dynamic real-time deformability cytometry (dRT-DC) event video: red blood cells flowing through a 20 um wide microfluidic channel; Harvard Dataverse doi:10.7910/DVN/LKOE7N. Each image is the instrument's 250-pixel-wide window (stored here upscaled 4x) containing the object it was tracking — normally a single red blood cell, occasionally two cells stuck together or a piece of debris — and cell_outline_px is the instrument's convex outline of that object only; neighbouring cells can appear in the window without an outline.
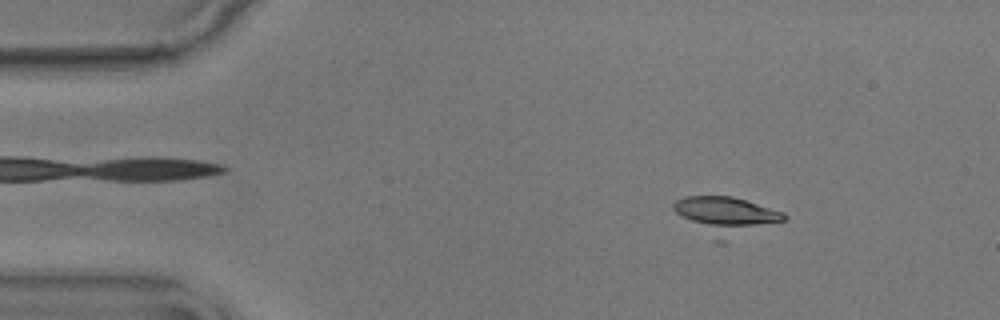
{"species": "common noctule bat (a hibernating species)", "species_latin": "Nyctalus noctula", "temperature_condition": "warm", "stored_images_in_passage": 56, "camera_frame_rate_fps": 3000, "um_per_image_px": 0.085, "animal": {"sex": "male", "body_mass_g": 17.9}, "frame": {"image": 1, "passage_image": 8, "time_ms": 2.333, "image_size_px": [1000, 320], "cell_outline_px": [[788, 216], [784, 220], [724, 244], [720, 244], [712, 240], [680, 216], [672, 208], [672, 204], [676, 200], [684, 196], [732, 196], [784, 212]], "centroid_in_image_um": [61.71, 18.38], "position_along_channel_um": 23.3, "area_um2": 24.8}}
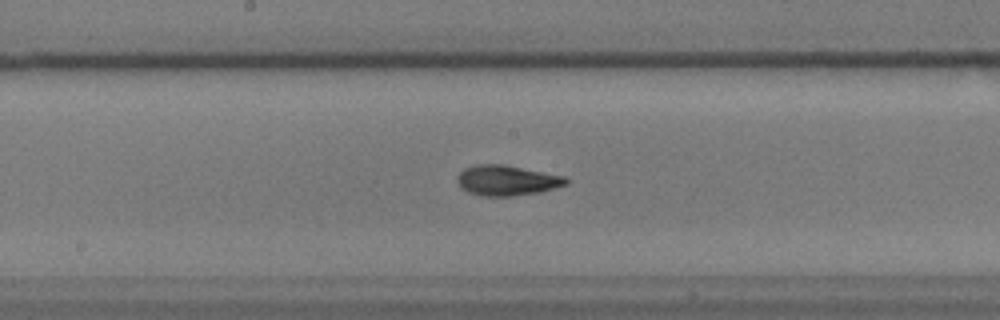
{"frame": {"image": 2, "passage_image": 29, "time_ms": 9.333, "image_size_px": [1000, 320], "cell_outline_px": [[568, 184], [556, 188], [540, 192], [512, 196], [480, 196], [468, 192], [460, 188], [456, 180], [456, 176], [464, 168], [476, 164], [504, 164], [564, 176], [568, 180]], "centroid_in_image_um": [43.05, 15.34], "position_along_channel_um": 205.2, "area_um2": 19.42}}
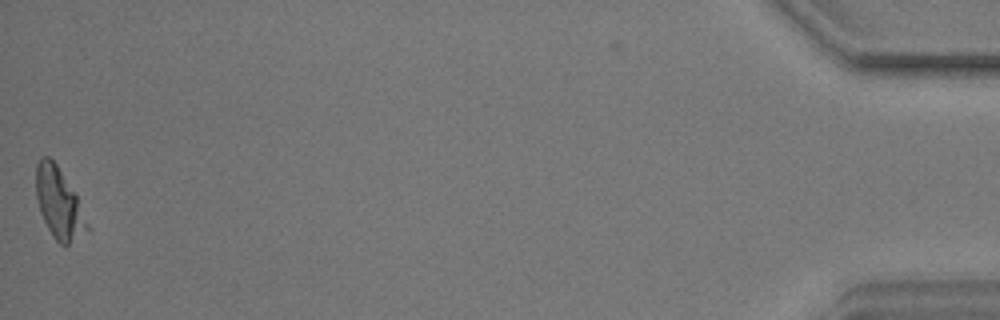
{"frame": {"image": 3, "passage_image": 56, "time_ms": 18.333, "image_size_px": [1000, 320], "cell_outline_px": [[92, 228], [68, 244], [60, 244], [52, 236], [40, 212], [36, 196], [36, 164], [40, 156], [48, 156], [56, 164], [76, 196]], "centroid_in_image_um": [5.01, 17.29], "position_along_channel_um": 430.2, "area_um2": 20.81}, "authors_computed_cell_mechanics": {"area_um2": 19.1896, "velocity_mm_per_s": 3.5836, "shape_relaxation_time_tau1_ms": 3.4556, "shape_relaxation_time_tau2_ms": 2.1167, "deformation_change_tau1": 0.1297, "deformation_change_tau2": 0.0849}}